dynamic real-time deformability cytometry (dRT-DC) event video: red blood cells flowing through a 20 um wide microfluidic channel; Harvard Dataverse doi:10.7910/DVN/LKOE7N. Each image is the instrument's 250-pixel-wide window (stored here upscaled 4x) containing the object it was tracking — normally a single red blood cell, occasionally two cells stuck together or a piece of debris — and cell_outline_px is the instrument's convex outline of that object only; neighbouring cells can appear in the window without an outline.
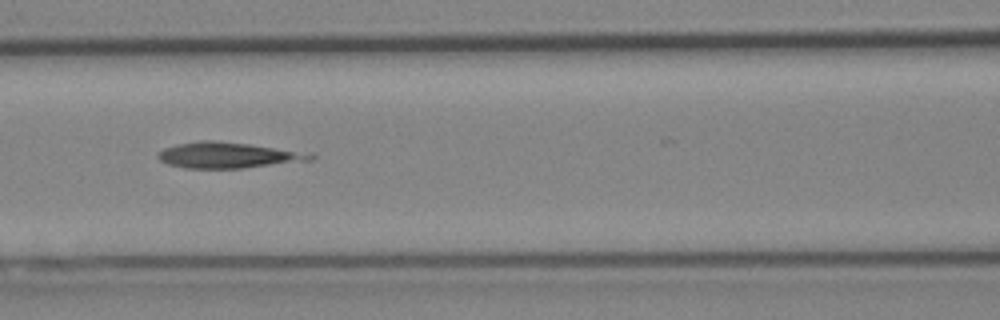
{"species": "Egyptian fruit bat (a non-hibernating species)", "species_latin": "Rousettus aegyptiacus", "temperature_condition": "cold", "stored_images_in_passage": 13, "camera_frame_rate_fps": 3000, "um_per_image_px": 0.085, "animal": {"sex": "female"}, "frame": {"image": 1, "passage_image": 8, "time_ms": 2.333, "image_size_px": [1000, 320], "cell_outline_px": [[316, 156], [312, 160], [240, 168], [184, 168], [168, 164], [160, 160], [156, 156], [164, 148], [176, 144], [200, 140], [212, 140], [248, 144], [272, 148]], "centroid_in_image_um": [19.22, 13.2], "position_along_channel_um": 147.4, "area_um2": 22.2}}
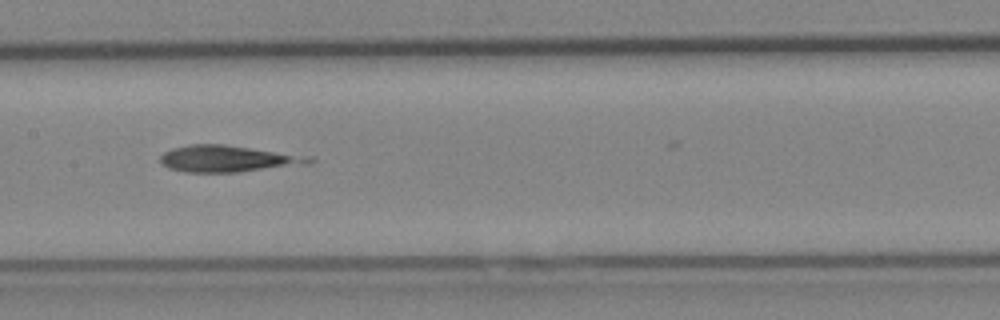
{"frame": {"image": 2, "passage_image": 11, "time_ms": 3.333, "image_size_px": [1000, 320], "cell_outline_px": [[316, 160], [312, 164], [236, 172], [184, 172], [168, 168], [160, 160], [160, 156], [164, 152], [172, 148], [192, 144], [224, 144], [316, 156]], "centroid_in_image_um": [19.49, 13.48], "position_along_channel_um": 187.9, "area_um2": 23.47}}